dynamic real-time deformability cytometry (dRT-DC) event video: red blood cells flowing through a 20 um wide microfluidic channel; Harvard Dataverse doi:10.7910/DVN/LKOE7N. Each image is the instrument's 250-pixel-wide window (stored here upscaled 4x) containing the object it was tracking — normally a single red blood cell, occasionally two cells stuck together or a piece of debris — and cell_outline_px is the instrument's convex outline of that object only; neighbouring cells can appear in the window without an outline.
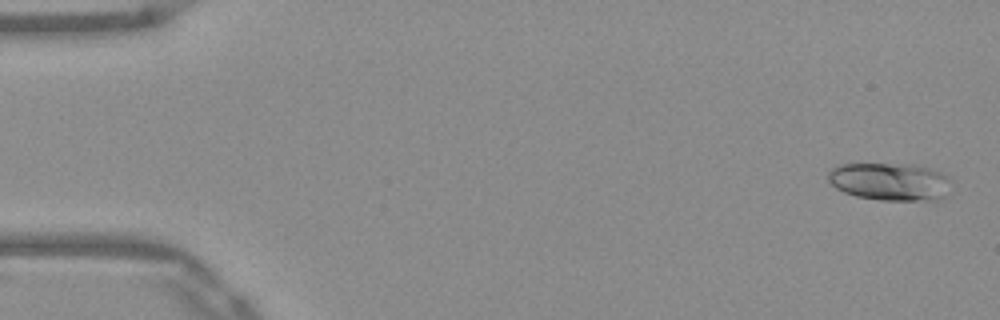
{"species": "Egyptian fruit bat (a non-hibernating species)", "species_latin": "Rousettus aegyptiacus", "temperature_condition": "warm", "stored_images_in_passage": 52, "camera_frame_rate_fps": 3000, "um_per_image_px": 0.085, "frame": {"image": 1, "passage_image": 2, "time_ms": 0.333, "image_size_px": [1000, 320], "cell_outline_px": [[948, 180], [944, 196], [936, 200], [880, 200], [856, 196], [844, 192], [836, 188], [828, 180], [828, 172], [832, 168], [840, 164], [912, 164], [944, 172]], "centroid_in_image_um": [75.59, 15.43], "position_along_channel_um": 9.4, "area_um2": 26.82}}
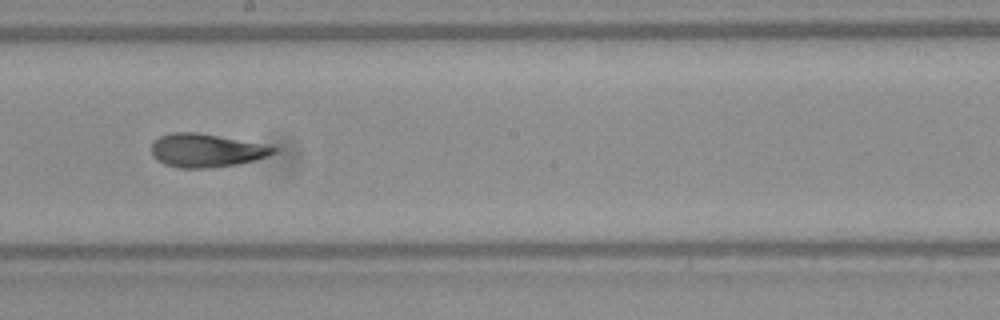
{"frame": {"image": 2, "passage_image": 29, "time_ms": 9.333, "image_size_px": [1000, 320], "cell_outline_px": [[276, 152], [256, 160], [240, 164], [212, 168], [180, 168], [164, 164], [156, 160], [152, 156], [152, 140], [160, 136], [172, 132], [196, 132], [276, 148]], "centroid_in_image_um": [17.42, 12.81], "position_along_channel_um": 230.8, "area_um2": 23.41}}
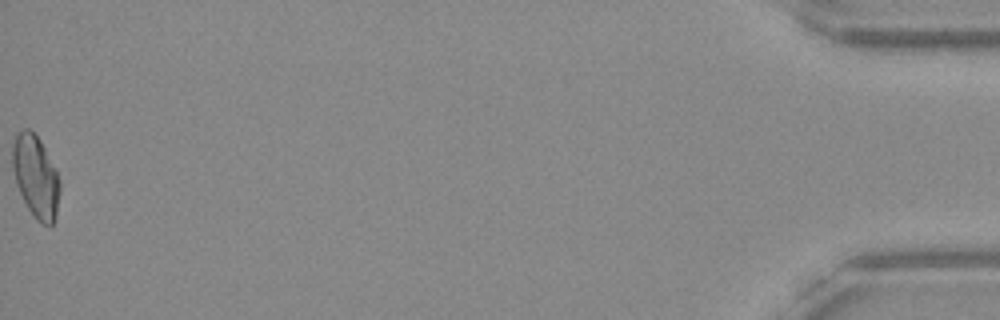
{"frame": {"image": 3, "passage_image": 52, "time_ms": 17.0, "image_size_px": [1000, 320], "cell_outline_px": [[60, 192], [56, 220], [52, 224], [40, 224], [36, 220], [28, 208], [16, 184], [12, 168], [12, 144], [16, 136], [24, 128], [28, 128], [40, 140], [56, 168], [60, 180]], "centroid_in_image_um": [3.05, 15.03], "position_along_channel_um": 432.1, "area_um2": 22.83}, "authors_computed_cell_mechanics": {"area_um2": 23.409, "velocity_mm_per_s": 3.9379, "shape_relaxation_time_tau1_ms": null, "shape_relaxation_time_tau2_ms": 2.6175, "deformation_change_tau1": null, "deformation_change_tau2": 0.103}}